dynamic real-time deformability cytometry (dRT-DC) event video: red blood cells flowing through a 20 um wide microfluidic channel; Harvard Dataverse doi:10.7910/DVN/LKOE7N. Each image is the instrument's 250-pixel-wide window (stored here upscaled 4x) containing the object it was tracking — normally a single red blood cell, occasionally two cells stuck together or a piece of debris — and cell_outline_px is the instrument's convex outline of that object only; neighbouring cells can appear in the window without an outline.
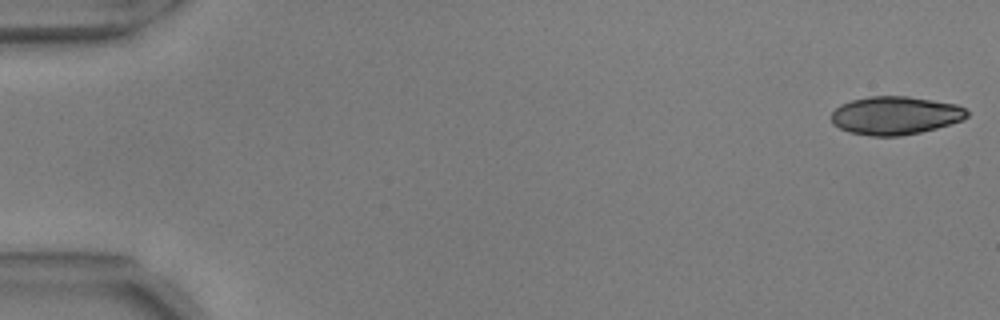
{"species": "common noctule bat (a hibernating species)", "species_latin": "Nyctalus noctula", "temperature_condition": "warm", "stored_images_in_passage": 34, "camera_frame_rate_fps": 3000, "um_per_image_px": 0.085, "animal": {"sex": "male", "body_mass_g": 17.9, "forearm_length_mm": 54.2}, "frame": {"image": 1, "passage_image": 1, "time_ms": 0.0, "image_size_px": [1000, 320], "cell_outline_px": [[968, 116], [964, 120], [936, 128], [920, 132], [900, 136], [872, 136], [848, 132], [832, 124], [832, 112], [840, 104], [852, 100], [868, 96], [908, 96], [956, 104], [964, 108], [968, 112]], "centroid_in_image_um": [76.09, 9.81], "position_along_channel_um": 8.9, "area_um2": 30.29}}
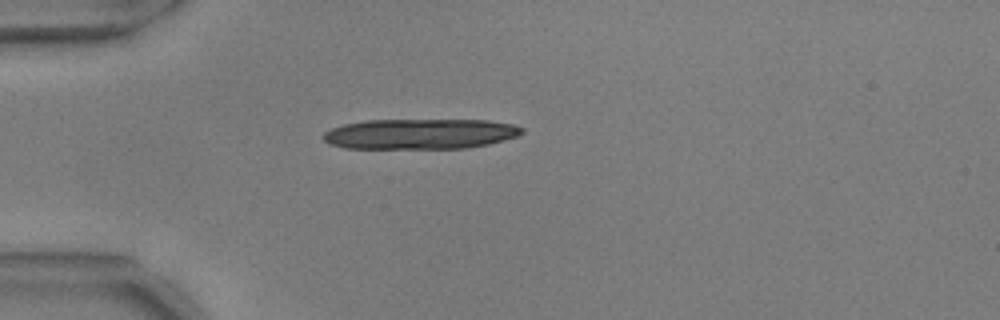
{"frame": {"image": 2, "passage_image": 15, "time_ms": 4.667, "image_size_px": [1000, 320], "cell_outline_px": [[524, 132], [516, 136], [504, 140], [488, 144], [468, 148], [344, 148], [328, 144], [320, 136], [324, 132], [332, 128], [344, 124], [364, 120], [488, 120], [512, 124], [524, 128]], "centroid_in_image_um": [35.68, 11.38], "position_along_channel_um": 49.3, "area_um2": 35.26}}